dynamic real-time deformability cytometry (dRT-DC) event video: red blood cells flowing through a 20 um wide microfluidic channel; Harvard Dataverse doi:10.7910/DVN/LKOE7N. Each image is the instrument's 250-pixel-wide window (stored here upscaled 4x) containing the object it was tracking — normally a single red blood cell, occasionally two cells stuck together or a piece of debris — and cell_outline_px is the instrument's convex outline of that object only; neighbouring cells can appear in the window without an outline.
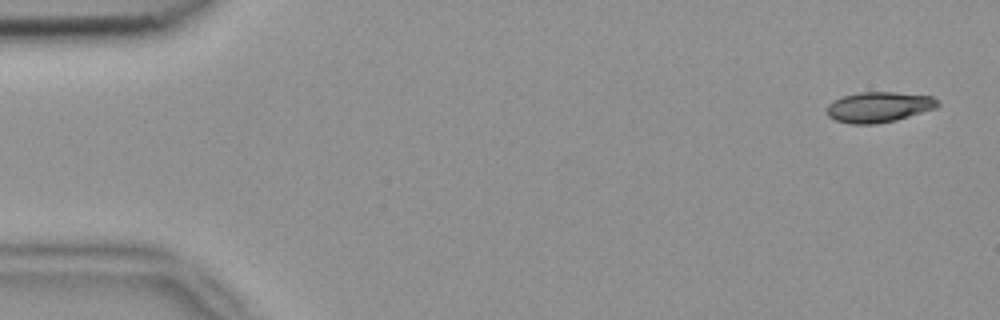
{"species": "common noctule bat (a hibernating species)", "species_latin": "Nyctalus noctula", "temperature_condition": "room temperature", "stored_images_in_passage": 4, "camera_frame_rate_fps": 3000, "um_per_image_px": 0.085, "animal": {"sex": "female", "body_mass_g": 18.4}, "frame": {"image": 1, "passage_image": 1, "time_ms": 0.0, "image_size_px": [1000, 320], "cell_outline_px": [[940, 104], [936, 108], [896, 120], [876, 124], [852, 124], [836, 120], [828, 116], [828, 104], [832, 100], [844, 96], [860, 92], [896, 92], [932, 96]], "centroid_in_image_um": [74.7, 9.1], "position_along_channel_um": 10.3, "area_um2": 19.59}}
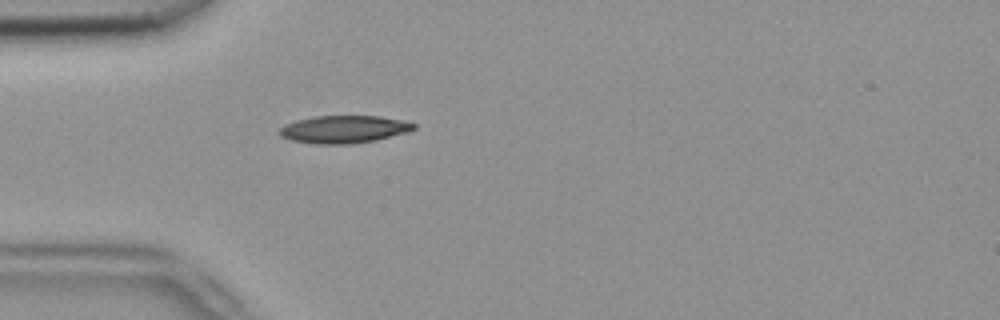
{"frame": {"image": 2, "passage_image": 4, "time_ms": 1.0, "image_size_px": [1000, 320], "cell_outline_px": [[416, 128], [404, 132], [376, 140], [352, 144], [316, 144], [292, 140], [280, 136], [276, 132], [280, 128], [296, 120], [316, 116], [380, 116], [400, 120], [416, 124]], "centroid_in_image_um": [29.19, 10.99], "position_along_channel_um": 55.8, "area_um2": 21.39}}